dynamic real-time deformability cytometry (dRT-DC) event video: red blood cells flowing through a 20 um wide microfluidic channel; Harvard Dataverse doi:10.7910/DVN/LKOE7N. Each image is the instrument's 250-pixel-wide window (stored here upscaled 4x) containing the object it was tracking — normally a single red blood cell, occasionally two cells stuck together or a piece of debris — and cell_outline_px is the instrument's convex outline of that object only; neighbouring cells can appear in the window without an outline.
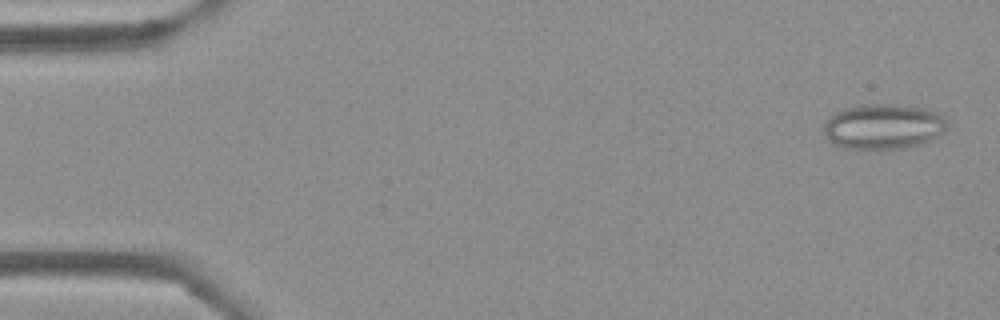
{"species": "Egyptian fruit bat (a non-hibernating species)", "species_latin": "Rousettus aegyptiacus", "temperature_condition": "cold", "stored_images_in_passage": 53, "camera_frame_rate_fps": 3000, "um_per_image_px": 0.085, "frame": {"image": 1, "passage_image": 2, "time_ms": 0.333, "image_size_px": [1000, 320], "cell_outline_px": [[948, 124], [944, 132], [920, 144], [900, 148], [844, 148], [828, 140], [824, 132], [824, 124], [828, 116], [844, 108], [864, 104], [888, 104], [924, 108], [936, 112]], "centroid_in_image_um": [75.04, 10.74], "position_along_channel_um": 10.0, "area_um2": 32.08}}
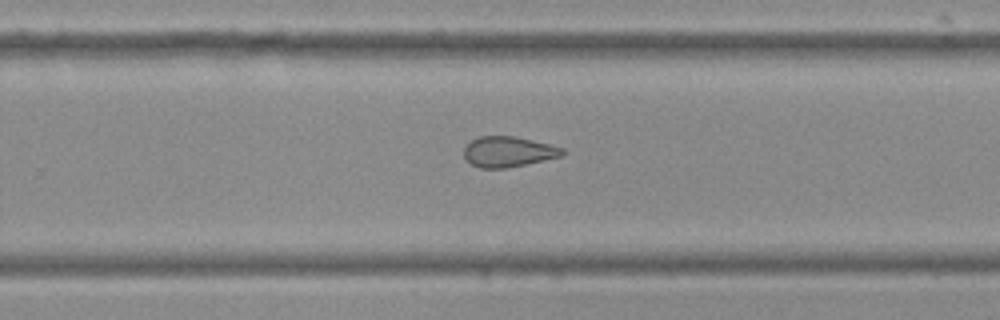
{"frame": {"image": 2, "passage_image": 34, "time_ms": 11.0, "image_size_px": [1000, 320], "cell_outline_px": [[564, 152], [560, 156], [524, 164], [504, 168], [480, 168], [472, 164], [464, 156], [464, 148], [472, 140], [480, 136], [512, 136], [532, 140], [564, 148]], "centroid_in_image_um": [43.17, 12.89], "position_along_channel_um": 286.6, "area_um2": 17.05}}
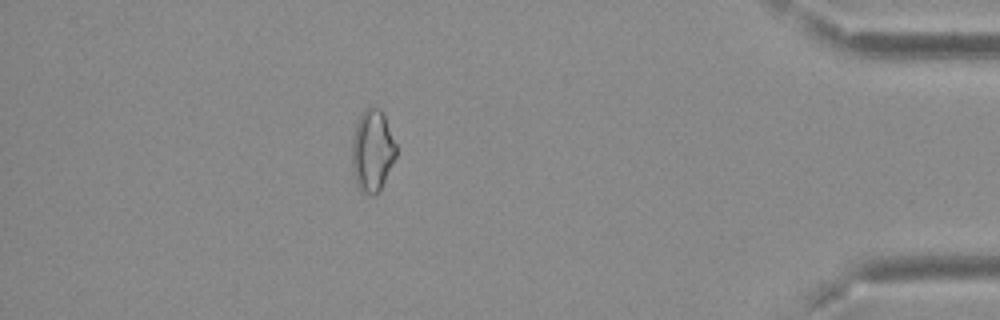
{"frame": {"image": 3, "passage_image": 47, "time_ms": 15.333, "image_size_px": [1000, 320], "cell_outline_px": [[396, 156], [376, 196], [372, 196], [364, 192], [356, 184], [352, 164], [352, 140], [356, 124], [360, 116], [368, 108], [380, 108], [384, 116], [396, 144]], "centroid_in_image_um": [31.64, 12.83], "position_along_channel_um": 403.6, "area_um2": 20.58}, "authors_computed_cell_mechanics": {"area_um2": 20.2878, "velocity_mm_per_s": 3.7498, "shape_relaxation_time_tau1_ms": null, "shape_relaxation_time_tau2_ms": 1.9395, "deformation_change_tau1": null, "deformation_change_tau2": 0.0902}}